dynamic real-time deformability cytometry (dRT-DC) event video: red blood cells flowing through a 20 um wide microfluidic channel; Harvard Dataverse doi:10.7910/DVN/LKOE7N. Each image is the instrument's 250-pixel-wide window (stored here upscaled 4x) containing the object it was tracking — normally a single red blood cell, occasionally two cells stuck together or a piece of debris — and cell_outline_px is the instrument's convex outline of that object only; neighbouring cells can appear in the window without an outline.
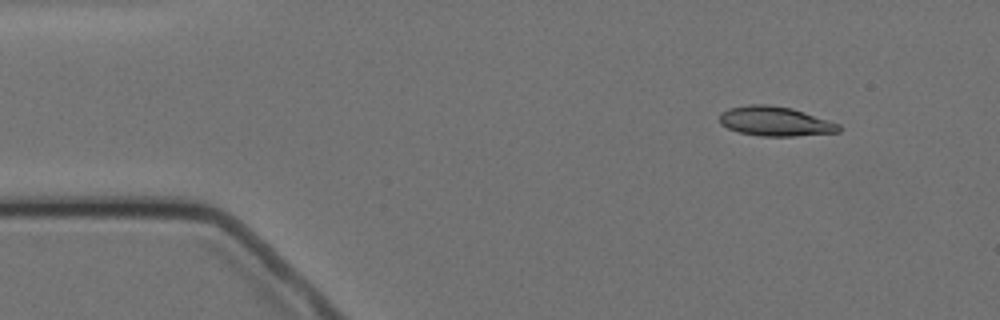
{"species": "Egyptian fruit bat (a non-hibernating species)", "species_latin": "Rousettus aegyptiacus", "temperature_condition": "cold", "stored_images_in_passage": 9, "camera_frame_rate_fps": 3000, "um_per_image_px": 0.085, "animal": {"sex": "female"}, "frame": {"image": 1, "passage_image": 2, "time_ms": 1.0, "image_size_px": [1000, 320], "cell_outline_px": [[840, 132], [796, 136], [760, 136], [740, 132], [728, 128], [720, 124], [720, 112], [728, 108], [748, 104], [768, 104], [792, 108], [840, 124]], "centroid_in_image_um": [65.87, 10.3], "position_along_channel_um": 19.1, "area_um2": 20.58}}
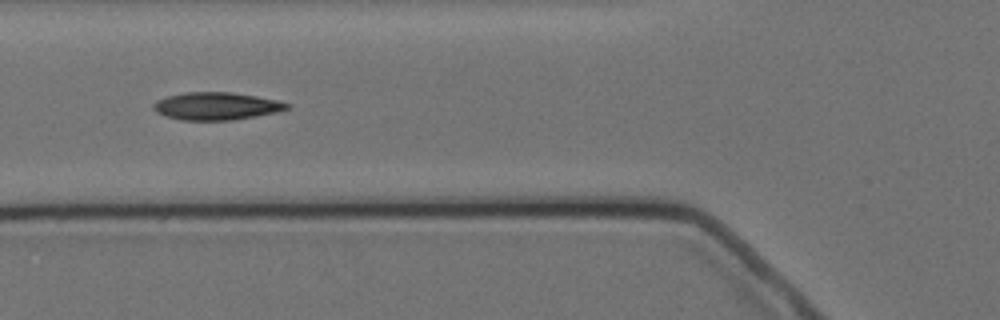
{"frame": {"image": 2, "passage_image": 6, "time_ms": 5.667, "image_size_px": [1000, 320], "cell_outline_px": [[292, 104], [288, 108], [276, 112], [256, 116], [232, 120], [180, 120], [164, 116], [156, 112], [152, 108], [152, 104], [156, 100], [168, 96], [184, 92], [228, 92], [256, 96], [276, 100]], "centroid_in_image_um": [18.34, 9.02], "position_along_channel_um": 107.5, "area_um2": 21.5}}
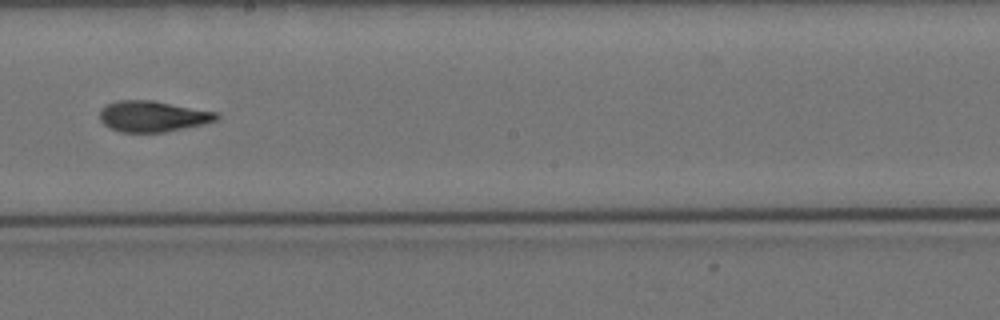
{"frame": {"image": 3, "passage_image": 9, "time_ms": 9.333, "image_size_px": [1000, 320], "cell_outline_px": [[220, 116], [216, 120], [204, 124], [164, 132], [120, 132], [108, 128], [100, 120], [100, 112], [108, 104], [120, 100], [152, 100], [220, 112]], "centroid_in_image_um": [13.02, 9.89], "position_along_channel_um": 235.2, "area_um2": 21.1}}